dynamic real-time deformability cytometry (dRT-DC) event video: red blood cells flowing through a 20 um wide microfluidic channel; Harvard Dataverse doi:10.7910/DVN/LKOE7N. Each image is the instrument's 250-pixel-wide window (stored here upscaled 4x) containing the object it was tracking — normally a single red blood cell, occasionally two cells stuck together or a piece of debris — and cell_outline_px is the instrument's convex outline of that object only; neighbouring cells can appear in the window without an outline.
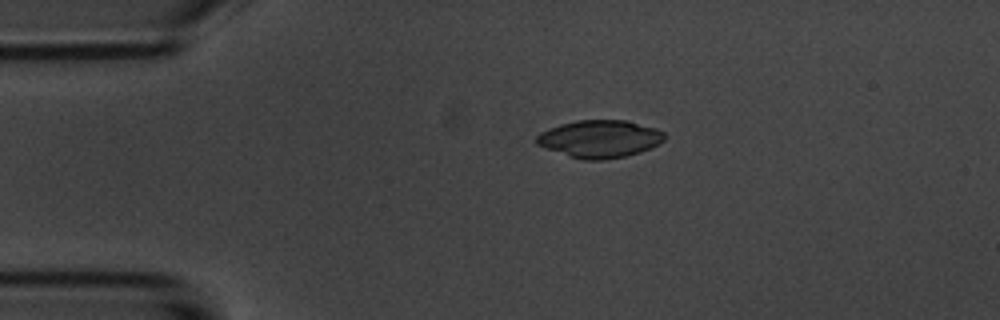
{"species": "common noctule bat (a hibernating species)", "species_latin": "Nyctalus noctula", "temperature_condition": "room temperature", "stored_images_in_passage": 3, "camera_frame_rate_fps": 3000, "um_per_image_px": 0.085, "animal": {"sex": "male", "body_mass_g": 20.1, "forearm_length_mm": 53.5}, "frame": {"image": 1, "passage_image": 2, "time_ms": 2.333, "image_size_px": [1000, 320], "cell_outline_px": [[664, 140], [652, 148], [640, 152], [624, 156], [604, 160], [584, 160], [568, 156], [544, 148], [536, 144], [536, 136], [540, 132], [548, 128], [560, 124], [576, 120], [628, 120], [656, 128], [664, 132]], "centroid_in_image_um": [50.96, 11.8], "position_along_channel_um": 34.0, "area_um2": 28.21}}